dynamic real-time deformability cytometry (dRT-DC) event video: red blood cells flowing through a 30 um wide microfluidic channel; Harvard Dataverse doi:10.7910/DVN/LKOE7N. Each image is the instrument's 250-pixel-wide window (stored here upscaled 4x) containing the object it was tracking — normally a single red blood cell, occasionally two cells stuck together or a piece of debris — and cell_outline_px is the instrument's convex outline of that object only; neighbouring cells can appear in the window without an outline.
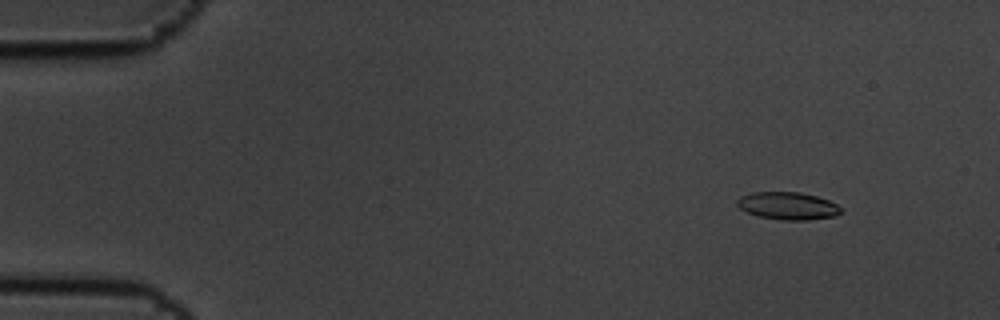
{"species": "common noctule bat (a hibernating species)", "species_latin": "Nyctalus noctula", "temperature_condition": "cold", "stored_images_in_passage": 6, "camera_frame_rate_fps": 3000, "um_per_image_px": 0.085, "animal": {"sex": "male", "body_mass_g": 19.5, "forearm_length_mm": 54.6}, "frame": {"image": 1, "passage_image": 2, "time_ms": 0.333, "image_size_px": [1000, 320], "cell_outline_px": [[840, 212], [836, 216], [808, 220], [780, 220], [756, 216], [740, 208], [736, 204], [736, 200], [740, 196], [752, 192], [800, 192], [816, 196], [828, 200], [836, 204], [840, 208]], "centroid_in_image_um": [66.93, 17.5], "position_along_channel_um": 18.1, "area_um2": 16.7}}
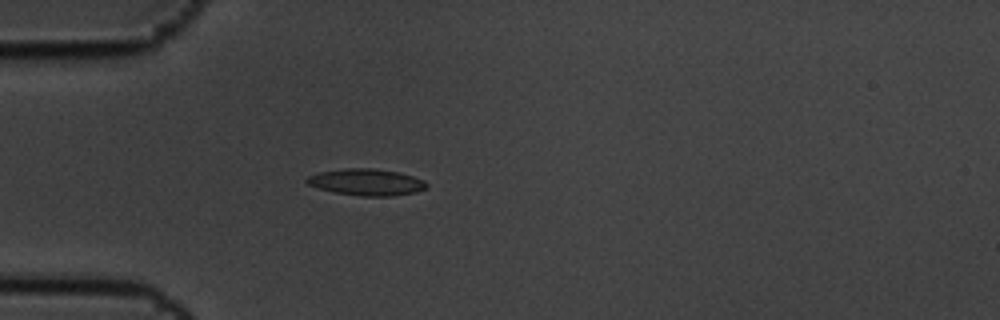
{"frame": {"image": 2, "passage_image": 5, "time_ms": 1.333, "image_size_px": [1000, 320], "cell_outline_px": [[428, 184], [424, 188], [416, 192], [392, 196], [360, 196], [336, 192], [320, 188], [308, 184], [304, 180], [308, 176], [320, 172], [344, 168], [372, 168], [400, 172], [424, 180]], "centroid_in_image_um": [31.16, 15.47], "position_along_channel_um": 53.8, "area_um2": 18.44}}